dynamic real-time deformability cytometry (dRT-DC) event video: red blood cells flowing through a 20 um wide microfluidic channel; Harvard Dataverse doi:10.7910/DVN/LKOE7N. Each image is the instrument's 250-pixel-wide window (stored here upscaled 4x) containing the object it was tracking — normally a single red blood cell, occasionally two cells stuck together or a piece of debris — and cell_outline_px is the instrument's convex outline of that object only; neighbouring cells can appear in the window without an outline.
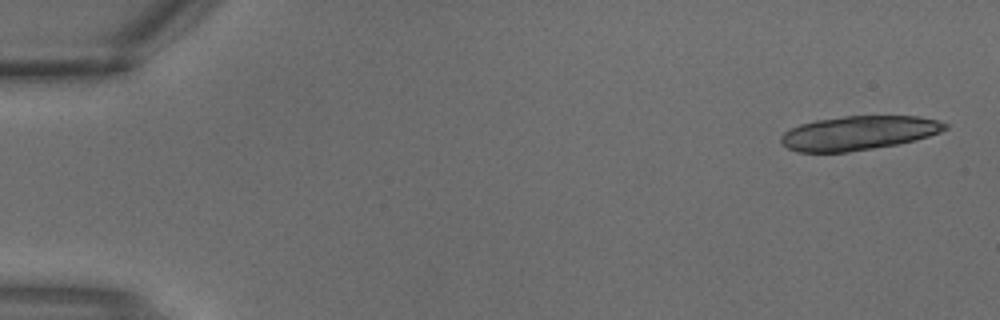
{"species": "common noctule bat (a hibernating species)", "species_latin": "Nyctalus noctula", "temperature_condition": "warm", "stored_images_in_passage": 2, "camera_frame_rate_fps": 3000, "um_per_image_px": 0.085, "animal": {"sex": "male", "body_mass_g": 18.8}, "frame": {"image": 1, "passage_image": 1, "time_ms": 0.0, "image_size_px": [1000, 320], "cell_outline_px": [[948, 128], [940, 132], [928, 136], [896, 144], [848, 152], [800, 152], [788, 148], [780, 140], [780, 136], [784, 132], [800, 124], [816, 120], [844, 116], [920, 116], [936, 120], [948, 124]], "centroid_in_image_um": [72.97, 11.29], "position_along_channel_um": 12.0, "area_um2": 32.31}}